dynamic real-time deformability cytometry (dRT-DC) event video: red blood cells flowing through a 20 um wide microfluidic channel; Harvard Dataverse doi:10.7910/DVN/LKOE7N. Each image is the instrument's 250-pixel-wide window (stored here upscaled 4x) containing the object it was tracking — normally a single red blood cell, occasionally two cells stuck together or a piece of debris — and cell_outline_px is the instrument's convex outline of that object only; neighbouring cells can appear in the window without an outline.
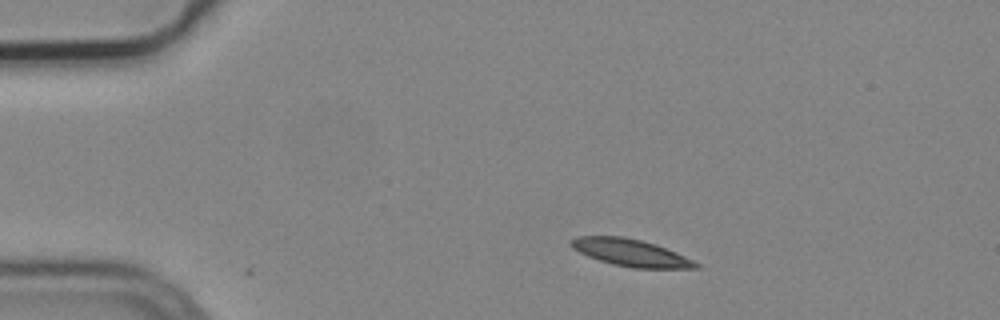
{"species": "common noctule bat (a hibernating species)", "species_latin": "Nyctalus noctula", "temperature_condition": "cold", "stored_images_in_passage": 7, "camera_frame_rate_fps": 3000, "um_per_image_px": 0.085, "animal": {"sex": "male", "body_mass_g": 19.2, "forearm_length_mm": 51.8}, "frame": {"image": 1, "passage_image": 2, "time_ms": 0.333, "image_size_px": [1000, 320], "cell_outline_px": [[700, 268], [632, 268], [612, 264], [588, 256], [572, 248], [568, 244], [568, 240], [576, 236], [624, 236], [656, 244], [684, 256], [700, 264]], "centroid_in_image_um": [53.56, 21.47], "position_along_channel_um": 31.4, "area_um2": 19.71}}
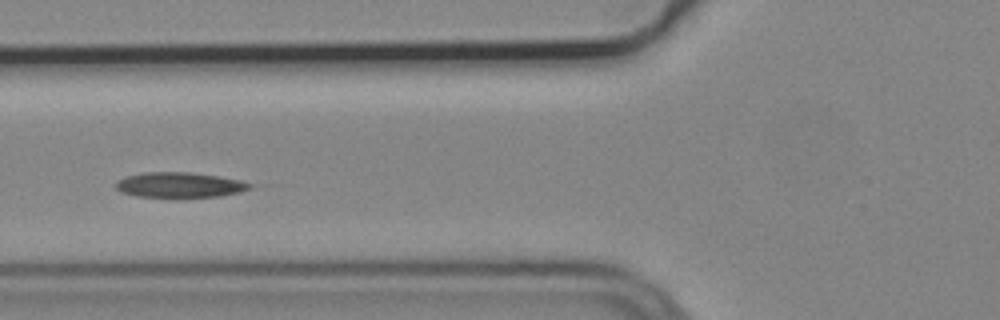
{"frame": {"image": 2, "passage_image": 5, "time_ms": 1.333, "image_size_px": [1000, 320], "cell_outline_px": [[260, 184], [240, 192], [220, 196], [176, 200], [136, 196], [120, 192], [116, 188], [116, 180], [128, 176], [144, 172], [192, 172], [240, 180]], "centroid_in_image_um": [15.3, 15.76], "position_along_channel_um": 110.5, "area_um2": 20.75}}
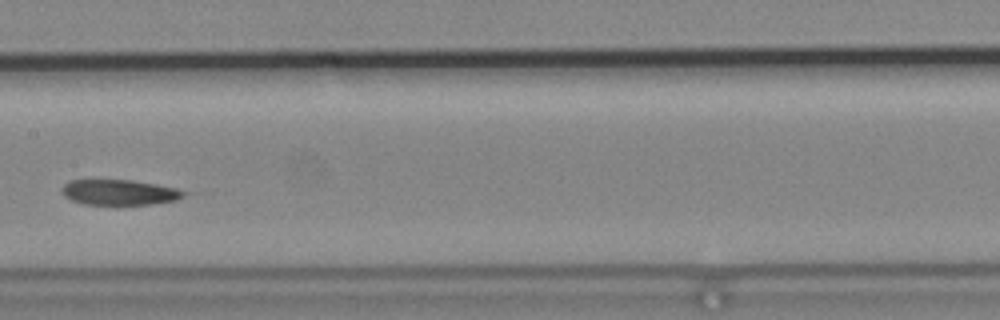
{"frame": {"image": 3, "passage_image": 7, "time_ms": 2.0, "image_size_px": [1000, 320], "cell_outline_px": [[188, 192], [184, 196], [176, 200], [148, 204], [84, 204], [72, 200], [64, 196], [60, 192], [60, 188], [68, 180], [132, 180], [156, 184], [176, 188]], "centroid_in_image_um": [10.11, 16.34], "position_along_channel_um": 197.3, "area_um2": 18.03}}